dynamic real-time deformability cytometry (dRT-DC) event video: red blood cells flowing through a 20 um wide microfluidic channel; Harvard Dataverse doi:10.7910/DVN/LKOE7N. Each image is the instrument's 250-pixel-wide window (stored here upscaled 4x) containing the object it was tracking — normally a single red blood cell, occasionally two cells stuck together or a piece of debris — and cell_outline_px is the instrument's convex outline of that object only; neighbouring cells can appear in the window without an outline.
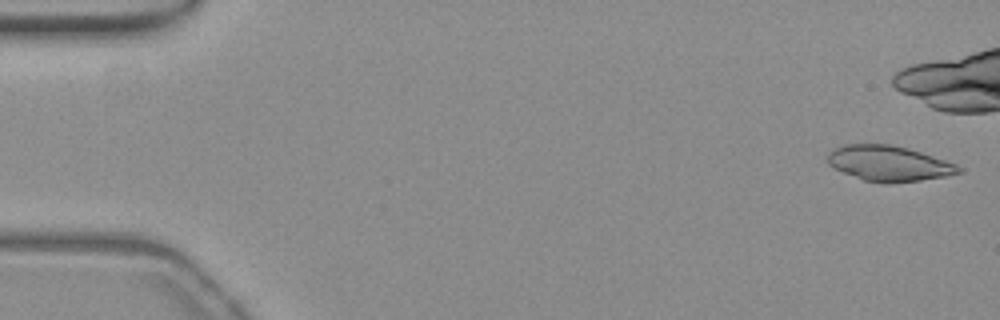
{"species": "common noctule bat (a hibernating species)", "species_latin": "Nyctalus noctula", "temperature_condition": "warm", "stored_images_in_passage": 5, "camera_frame_rate_fps": 3000, "um_per_image_px": 0.085, "animal": {"sex": "female", "body_mass_g": 19.3, "forearm_length_mm": 54.1}, "frame": {"image": 1, "passage_image": 1, "time_ms": 0.0, "image_size_px": [1000, 320], "cell_outline_px": [[964, 172], [944, 176], [920, 180], [888, 184], [864, 180], [844, 172], [828, 164], [828, 152], [832, 148], [844, 144], [892, 144], [908, 148], [956, 164], [964, 168]], "centroid_in_image_um": [75.56, 13.88], "position_along_channel_um": 9.4, "area_um2": 26.99}}